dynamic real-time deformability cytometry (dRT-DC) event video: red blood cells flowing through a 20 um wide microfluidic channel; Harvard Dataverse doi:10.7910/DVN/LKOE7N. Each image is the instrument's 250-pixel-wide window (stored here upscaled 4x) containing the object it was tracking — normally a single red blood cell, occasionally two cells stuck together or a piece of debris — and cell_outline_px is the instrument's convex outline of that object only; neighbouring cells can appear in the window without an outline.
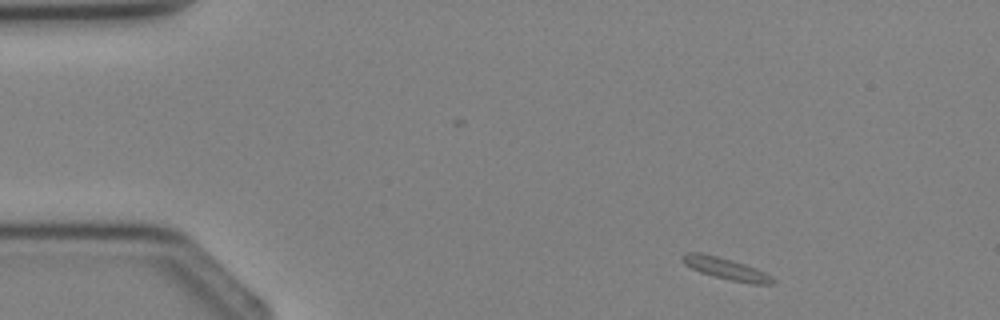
{"species": "Egyptian fruit bat (a non-hibernating species)", "species_latin": "Rousettus aegyptiacus", "temperature_condition": "cold", "stored_images_in_passage": 4, "segment_of_instrument_passage": [2, 2], "camera_frame_rate_fps": 3000, "um_per_image_px": 0.085, "animal": {"sex": "female"}, "frame": {"image": 1, "passage_image": 4, "time_ms": 3.333, "image_size_px": [1000, 320], "cell_outline_px": [[776, 280], [772, 284], [752, 284], [732, 280], [700, 272], [684, 264], [680, 256], [684, 252], [704, 252], [732, 260], [756, 268], [764, 272]], "centroid_in_image_um": [61.66, 22.81], "position_along_channel_um": 23.3, "area_um2": 11.39}}